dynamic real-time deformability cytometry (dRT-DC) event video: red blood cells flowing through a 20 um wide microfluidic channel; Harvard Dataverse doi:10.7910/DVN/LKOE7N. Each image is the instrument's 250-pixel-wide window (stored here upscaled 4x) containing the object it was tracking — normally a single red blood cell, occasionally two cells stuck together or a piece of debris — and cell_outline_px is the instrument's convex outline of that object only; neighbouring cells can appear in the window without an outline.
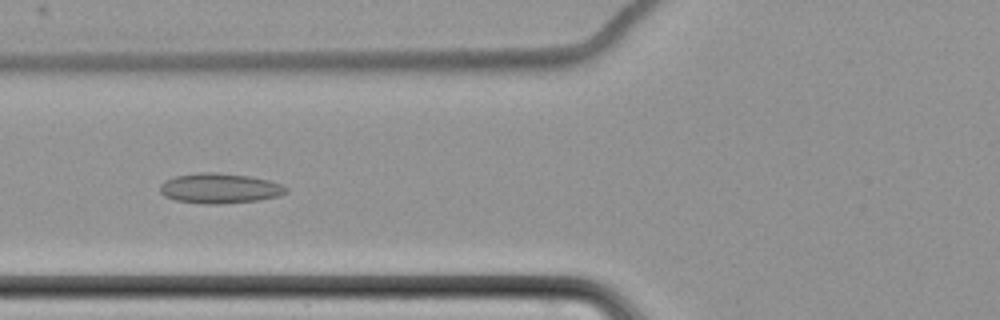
{"species": "common noctule bat (a hibernating species)", "species_latin": "Nyctalus noctula", "temperature_condition": "cold", "stored_images_in_passage": 12, "camera_frame_rate_fps": 3000, "um_per_image_px": 0.085, "animal": {"sex": "female", "body_mass_g": 22.7, "forearm_length_mm": 54.2}, "frame": {"image": 1, "passage_image": 7, "time_ms": 8.333, "image_size_px": [1000, 320], "cell_outline_px": [[288, 192], [276, 196], [260, 200], [220, 204], [204, 204], [176, 200], [164, 196], [160, 192], [160, 184], [164, 180], [176, 176], [196, 172], [216, 172], [248, 176], [268, 180], [280, 184], [288, 188]], "centroid_in_image_um": [18.64, 16.0], "position_along_channel_um": 107.2, "area_um2": 22.14}}
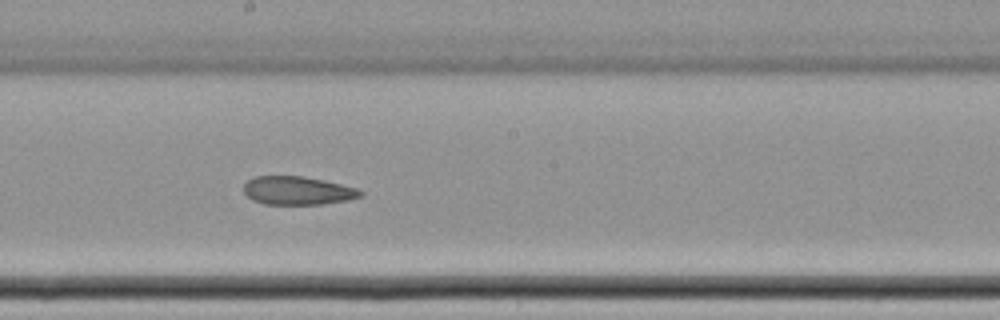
{"frame": {"image": 2, "passage_image": 10, "time_ms": 11.667, "image_size_px": [1000, 320], "cell_outline_px": [[364, 196], [348, 200], [324, 204], [264, 204], [252, 200], [244, 192], [244, 184], [252, 176], [304, 176], [324, 180], [356, 188], [364, 192]], "centroid_in_image_um": [25.31, 16.2], "position_along_channel_um": 222.9, "area_um2": 19.42}}
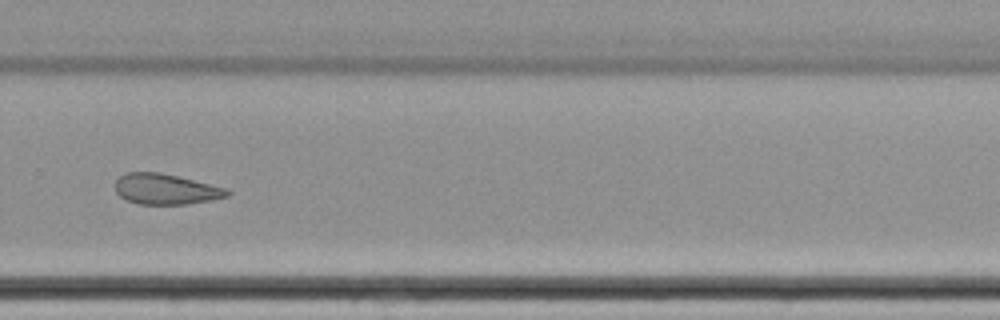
{"frame": {"image": 3, "passage_image": 12, "time_ms": 14.333, "image_size_px": [1000, 320], "cell_outline_px": [[232, 192], [228, 196], [188, 204], [140, 204], [128, 200], [120, 196], [116, 192], [116, 180], [124, 172], [160, 172], [224, 188]], "centroid_in_image_um": [14.04, 16.07], "position_along_channel_um": 315.8, "area_um2": 19.59}}